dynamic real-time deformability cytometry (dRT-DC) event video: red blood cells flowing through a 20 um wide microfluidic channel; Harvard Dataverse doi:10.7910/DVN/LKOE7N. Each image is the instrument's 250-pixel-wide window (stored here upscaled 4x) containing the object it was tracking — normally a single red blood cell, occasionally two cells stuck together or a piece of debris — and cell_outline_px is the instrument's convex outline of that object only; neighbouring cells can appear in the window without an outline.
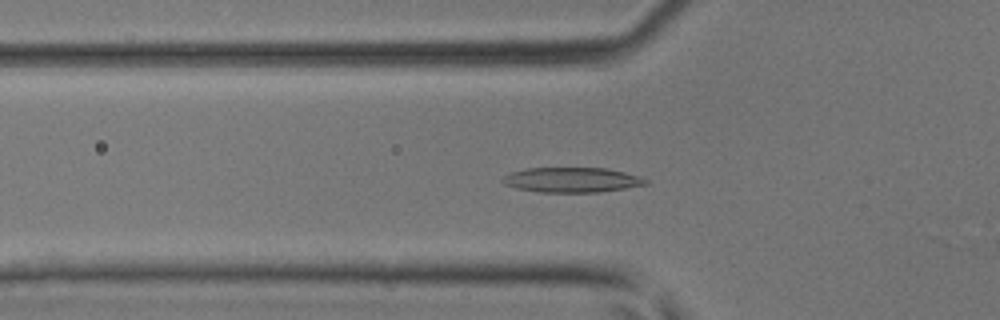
{"species": "common noctule bat (a hibernating species)", "species_latin": "Nyctalus noctula", "temperature_condition": "room temperature", "stored_images_in_passage": 29, "camera_frame_rate_fps": 3000, "um_per_image_px": 0.085, "animal": {"sex": "male", "body_mass_g": 17.9, "forearm_length_mm": 54.2}, "frame": {"image": 1, "passage_image": 4, "time_ms": 1.0, "image_size_px": [1000, 320], "cell_outline_px": [[648, 184], [624, 188], [596, 192], [540, 192], [516, 188], [504, 184], [500, 180], [504, 176], [512, 172], [528, 168], [604, 168], [624, 172], [640, 176], [648, 180]], "centroid_in_image_um": [48.59, 15.29], "position_along_channel_um": 77.2, "area_um2": 20.63}}
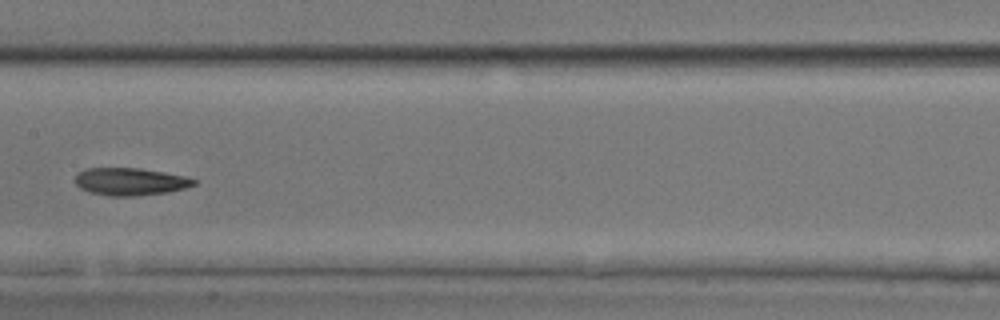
{"frame": {"image": 2, "passage_image": 12, "time_ms": 3.667, "image_size_px": [1000, 320], "cell_outline_px": [[200, 180], [196, 184], [184, 188], [168, 192], [136, 196], [108, 196], [88, 192], [80, 188], [76, 184], [76, 176], [84, 168], [140, 168], [164, 172], [184, 176]], "centroid_in_image_um": [11.09, 15.44], "position_along_channel_um": 196.3, "area_um2": 19.13}}
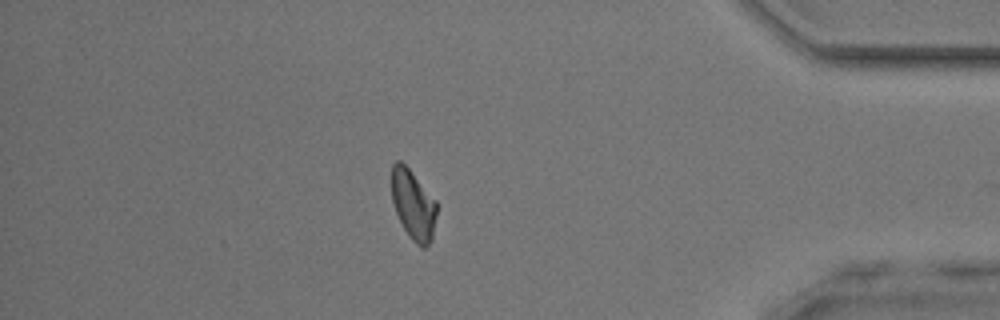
{"frame": {"image": 3, "passage_image": 28, "time_ms": 9.0, "image_size_px": [1000, 320], "cell_outline_px": [[436, 216], [432, 240], [424, 248], [420, 248], [412, 240], [404, 228], [396, 212], [392, 200], [392, 164], [396, 160], [400, 160], [408, 168], [436, 200]], "centroid_in_image_um": [35.13, 17.41], "position_along_channel_um": 400.1, "area_um2": 18.15}}